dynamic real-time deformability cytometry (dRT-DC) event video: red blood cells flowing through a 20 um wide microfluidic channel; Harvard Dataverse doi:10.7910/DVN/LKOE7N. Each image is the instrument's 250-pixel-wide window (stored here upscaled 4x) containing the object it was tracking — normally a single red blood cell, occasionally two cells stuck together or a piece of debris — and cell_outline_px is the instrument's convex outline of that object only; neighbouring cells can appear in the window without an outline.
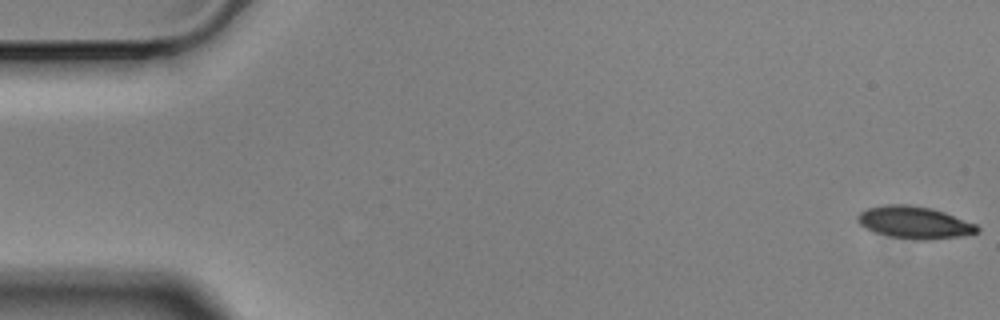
{"species": "Egyptian fruit bat (a non-hibernating species)", "species_latin": "Rousettus aegyptiacus", "temperature_condition": "cold", "stored_images_in_passage": 15, "camera_frame_rate_fps": 3000, "um_per_image_px": 0.085, "animal": {"sex": "male"}, "frame": {"image": 1, "passage_image": 1, "time_ms": 0.0, "image_size_px": [1000, 320], "cell_outline_px": [[980, 232], [960, 236], [928, 240], [916, 240], [888, 236], [872, 232], [860, 224], [856, 220], [856, 216], [860, 212], [868, 208], [888, 204], [908, 204], [932, 208], [944, 212], [976, 224], [980, 228]], "centroid_in_image_um": [77.71, 18.91], "position_along_channel_um": 7.3, "area_um2": 22.6}}
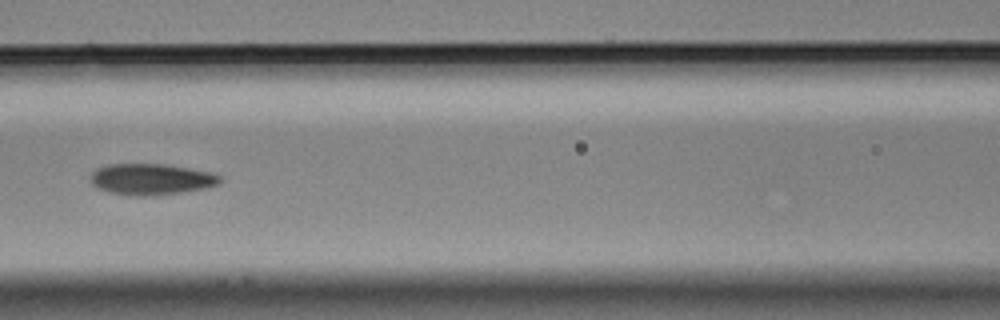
{"frame": {"image": 2, "passage_image": 7, "time_ms": 2.0, "image_size_px": [1000, 320], "cell_outline_px": [[224, 180], [220, 184], [204, 188], [184, 192], [152, 196], [132, 196], [108, 192], [92, 184], [92, 172], [96, 168], [108, 164], [164, 164], [212, 172], [220, 176]], "centroid_in_image_um": [12.89, 15.24], "position_along_channel_um": 153.7, "area_um2": 23.64}}
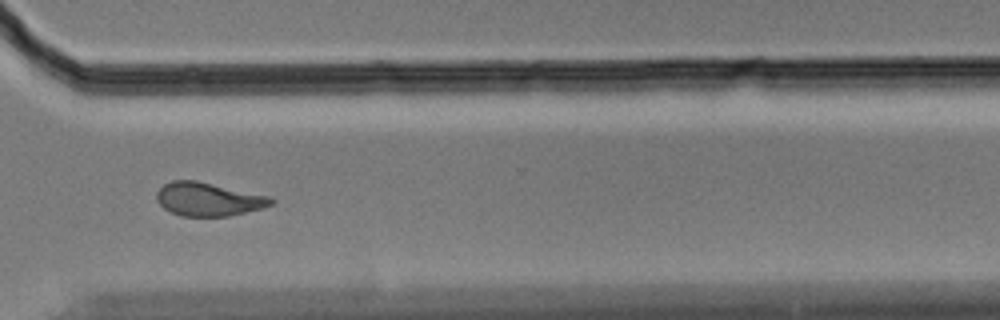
{"frame": {"image": 3, "passage_image": 12, "time_ms": 3.667, "image_size_px": [1000, 320], "cell_outline_px": [[276, 200], [272, 204], [264, 208], [228, 216], [180, 216], [164, 208], [156, 200], [156, 192], [164, 184], [172, 180], [196, 180], [272, 196]], "centroid_in_image_um": [17.74, 16.93], "position_along_channel_um": 352.9, "area_um2": 22.54}}